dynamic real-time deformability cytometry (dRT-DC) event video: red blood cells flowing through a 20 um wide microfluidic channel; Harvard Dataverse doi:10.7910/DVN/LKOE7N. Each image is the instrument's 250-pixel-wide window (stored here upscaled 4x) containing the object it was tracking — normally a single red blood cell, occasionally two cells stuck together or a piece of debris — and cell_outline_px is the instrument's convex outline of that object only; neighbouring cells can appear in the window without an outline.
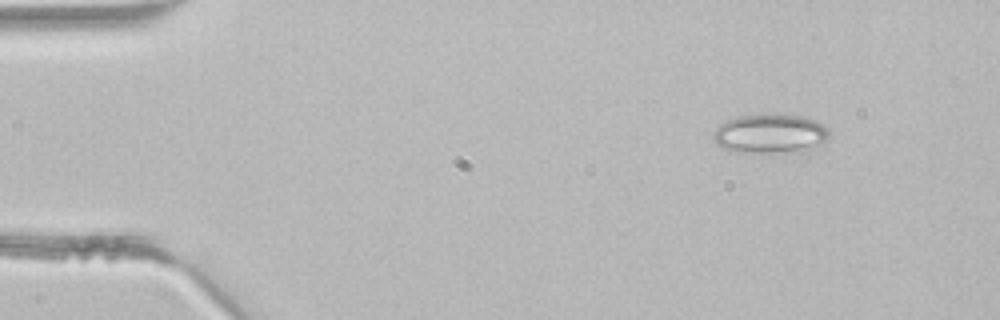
{"species": "common noctule bat (a hibernating species)", "species_latin": "Nyctalus noctula", "temperature_condition": "room temperature", "stored_images_in_passage": 3, "camera_frame_rate_fps": 3000, "um_per_image_px": 0.085, "animal": {"sex": "male", "body_mass_g": 21.5, "forearm_length_mm": 52.0}, "frame": {"image": 1, "passage_image": 1, "time_ms": 0.0, "image_size_px": [1000, 320], "cell_outline_px": [[828, 140], [816, 148], [808, 152], [736, 152], [724, 148], [716, 144], [712, 136], [712, 132], [720, 124], [728, 120], [740, 116], [800, 116], [816, 120], [824, 124], [828, 128]], "centroid_in_image_um": [65.51, 11.41], "position_along_channel_um": 19.5, "area_um2": 26.41}}